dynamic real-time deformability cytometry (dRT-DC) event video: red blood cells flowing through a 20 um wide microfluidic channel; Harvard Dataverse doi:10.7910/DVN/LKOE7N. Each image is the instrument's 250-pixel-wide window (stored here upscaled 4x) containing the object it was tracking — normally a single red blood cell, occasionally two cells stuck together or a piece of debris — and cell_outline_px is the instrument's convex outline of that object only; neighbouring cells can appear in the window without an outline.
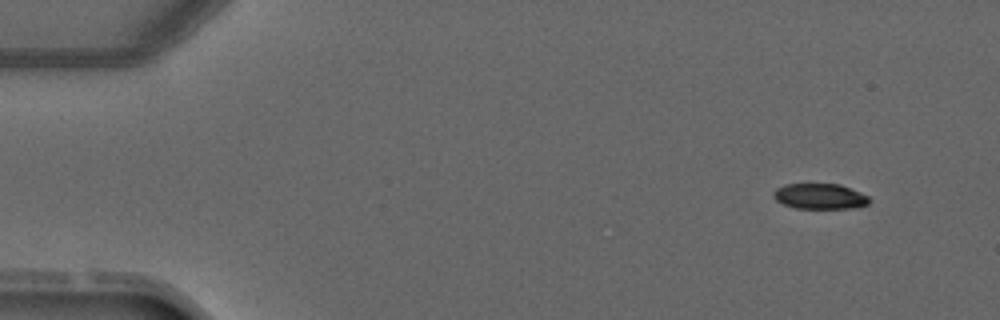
{"species": "common noctule bat (a hibernating species)", "species_latin": "Nyctalus noctula", "temperature_condition": "warm", "stored_images_in_passage": 4, "camera_frame_rate_fps": 3000, "um_per_image_px": 0.085, "animal": {"sex": "male", "forearm_length_mm": 52.5}, "frame": {"image": 1, "passage_image": 1, "time_ms": 0.0, "image_size_px": [1000, 320], "cell_outline_px": [[872, 200], [868, 204], [852, 208], [796, 208], [784, 204], [776, 200], [772, 196], [772, 192], [776, 188], [784, 184], [840, 184], [860, 192], [868, 196]], "centroid_in_image_um": [69.68, 16.68], "position_along_channel_um": 15.3, "area_um2": 14.28}}
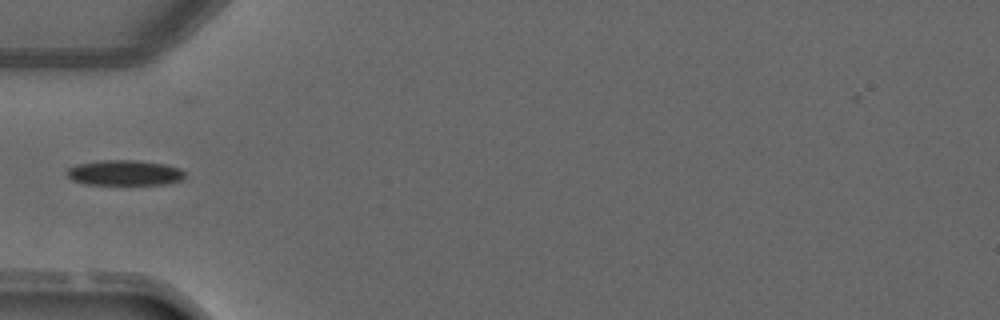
{"frame": {"image": 2, "passage_image": 4, "time_ms": 3.667, "image_size_px": [1000, 320], "cell_outline_px": [[184, 176], [180, 180], [164, 184], [84, 184], [72, 180], [64, 172], [68, 168], [76, 164], [100, 160], [136, 160], [164, 164], [180, 168], [184, 172]], "centroid_in_image_um": [10.53, 14.68], "position_along_channel_um": 74.5, "area_um2": 17.4}}